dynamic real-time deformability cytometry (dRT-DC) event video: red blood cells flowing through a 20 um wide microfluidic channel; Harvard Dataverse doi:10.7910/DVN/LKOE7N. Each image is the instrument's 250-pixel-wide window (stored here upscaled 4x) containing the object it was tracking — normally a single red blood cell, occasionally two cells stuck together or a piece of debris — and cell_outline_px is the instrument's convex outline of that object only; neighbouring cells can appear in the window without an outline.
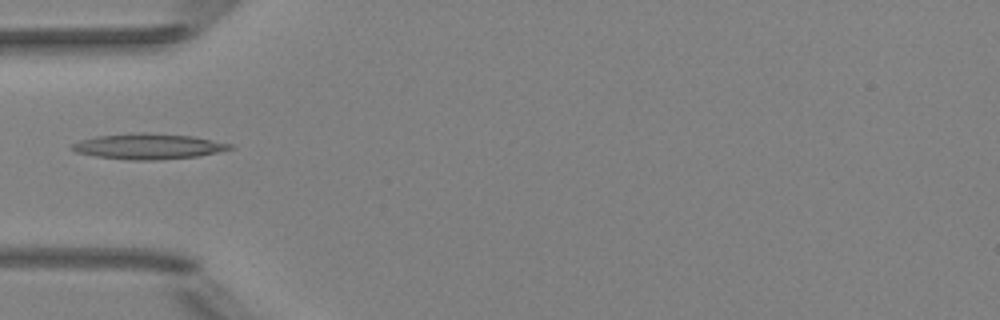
{"species": "Egyptian fruit bat (a non-hibernating species)", "species_latin": "Rousettus aegyptiacus", "temperature_condition": "room temperature", "stored_images_in_passage": 6, "camera_frame_rate_fps": 3000, "um_per_image_px": 0.085, "animal": {"sex": "female"}, "frame": {"image": 1, "passage_image": 5, "time_ms": 1.333, "image_size_px": [1000, 320], "cell_outline_px": [[236, 148], [200, 156], [156, 160], [128, 160], [96, 156], [76, 152], [68, 148], [72, 144], [80, 140], [96, 136], [132, 132], [144, 132], [192, 136], [232, 144]], "centroid_in_image_um": [12.6, 12.44], "position_along_channel_um": 72.4, "area_um2": 23.76}}
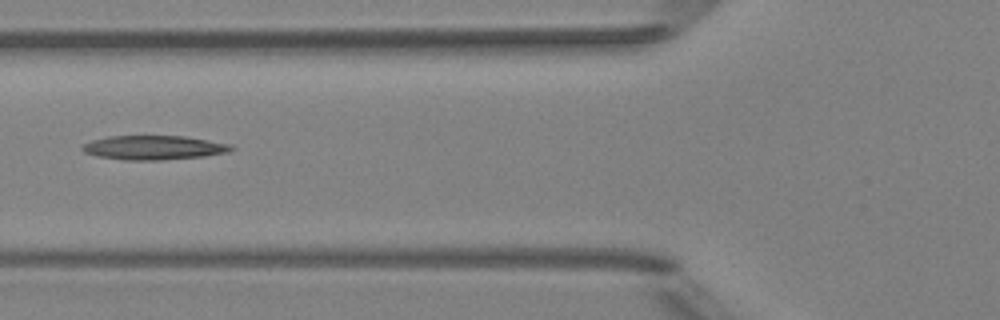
{"frame": {"image": 2, "passage_image": 6, "time_ms": 1.667, "image_size_px": [1000, 320], "cell_outline_px": [[236, 148], [228, 152], [204, 156], [160, 160], [124, 160], [96, 156], [84, 152], [80, 148], [84, 144], [92, 140], [108, 136], [184, 136], [232, 144]], "centroid_in_image_um": [13.08, 12.55], "position_along_channel_um": 112.7, "area_um2": 21.04}}